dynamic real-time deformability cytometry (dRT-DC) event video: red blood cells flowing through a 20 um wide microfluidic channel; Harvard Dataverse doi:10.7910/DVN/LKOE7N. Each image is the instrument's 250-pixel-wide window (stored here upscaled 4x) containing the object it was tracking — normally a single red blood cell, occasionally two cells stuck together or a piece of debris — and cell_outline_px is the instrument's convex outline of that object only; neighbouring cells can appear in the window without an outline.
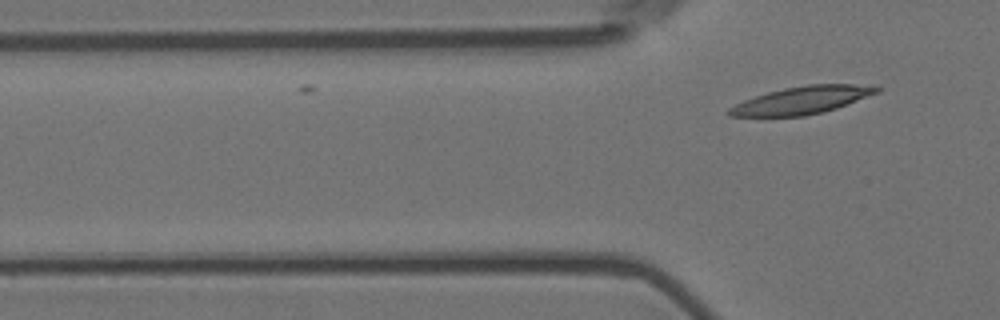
{"species": "Egyptian fruit bat (a non-hibernating species)", "species_latin": "Rousettus aegyptiacus", "temperature_condition": "room temperature", "stored_images_in_passage": 3, "camera_frame_rate_fps": 3000, "um_per_image_px": 0.085, "animal": {"sex": "female"}, "frame": {"image": 1, "passage_image": 3, "time_ms": 0.667, "image_size_px": [1000, 320], "cell_outline_px": [[880, 92], [836, 108], [824, 112], [804, 116], [728, 116], [724, 112], [728, 108], [744, 100], [768, 92], [784, 88], [808, 84], [876, 84], [880, 88]], "centroid_in_image_um": [68.2, 8.51], "position_along_channel_um": 57.6, "area_um2": 23.87}}